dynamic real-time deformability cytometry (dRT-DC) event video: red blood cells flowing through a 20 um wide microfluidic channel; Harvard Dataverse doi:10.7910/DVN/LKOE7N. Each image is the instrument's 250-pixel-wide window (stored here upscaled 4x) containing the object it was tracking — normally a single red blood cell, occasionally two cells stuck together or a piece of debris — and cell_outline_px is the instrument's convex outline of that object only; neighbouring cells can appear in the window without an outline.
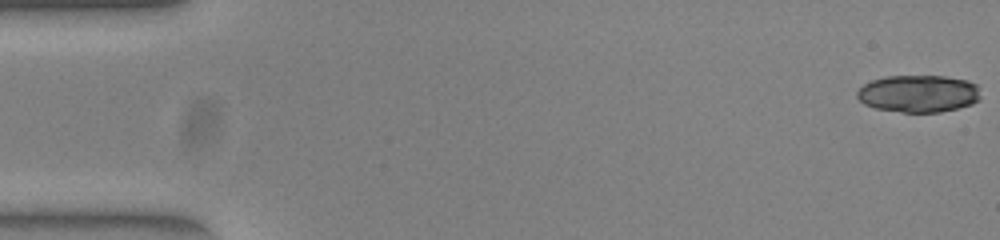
{"species": "common noctule bat (a hibernating species)", "species_latin": "Nyctalus noctula", "temperature_condition": "warm", "stored_images_in_passage": 17, "camera_frame_rate_fps": 3000, "um_per_image_px": 0.085, "animal": {"sex": "female", "body_mass_g": 23.0, "forearm_length_mm": 53.4}, "frame": {"image": 1, "passage_image": 1, "time_ms": 0.0, "image_size_px": [1000, 240], "cell_outline_px": [[980, 100], [972, 104], [940, 112], [900, 112], [876, 108], [864, 104], [856, 96], [856, 92], [864, 84], [872, 80], [888, 76], [944, 76], [968, 80], [976, 84], [980, 96]], "centroid_in_image_um": [78.07, 7.96], "position_along_channel_um": 6.9, "area_um2": 26.82}}
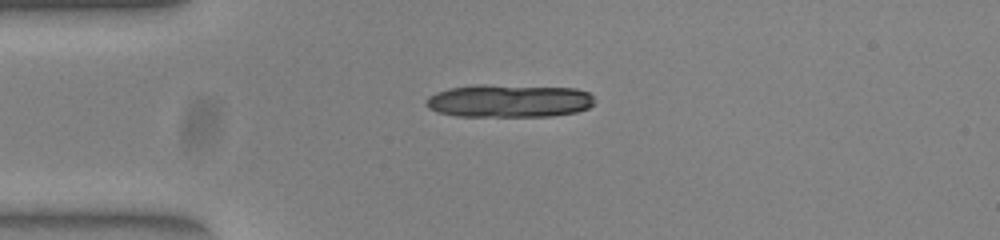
{"frame": {"image": 2, "passage_image": 13, "time_ms": 4.0, "image_size_px": [1000, 240], "cell_outline_px": [[596, 100], [588, 108], [576, 112], [552, 116], [456, 116], [436, 112], [428, 108], [424, 104], [428, 96], [436, 92], [448, 88], [476, 84], [484, 84], [576, 88], [588, 92]], "centroid_in_image_um": [43.23, 8.57], "position_along_channel_um": 41.8, "area_um2": 32.77}}